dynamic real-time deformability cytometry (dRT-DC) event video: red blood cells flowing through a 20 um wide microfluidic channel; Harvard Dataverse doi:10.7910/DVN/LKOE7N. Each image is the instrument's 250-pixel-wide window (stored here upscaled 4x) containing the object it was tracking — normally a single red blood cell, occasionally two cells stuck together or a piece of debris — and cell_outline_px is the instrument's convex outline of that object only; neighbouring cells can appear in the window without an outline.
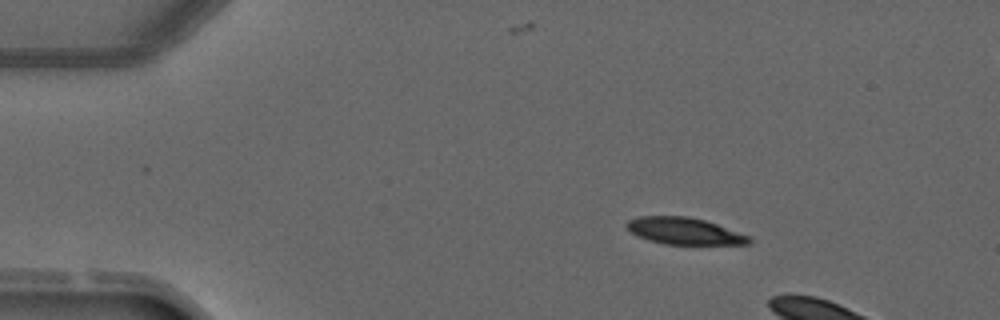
{"species": "common noctule bat (a hibernating species)", "species_latin": "Nyctalus noctula", "temperature_condition": "warm", "stored_images_in_passage": 4, "camera_frame_rate_fps": 3000, "um_per_image_px": 0.085, "animal": {"sex": "male", "forearm_length_mm": 52.5}, "frame": {"image": 1, "passage_image": 2, "time_ms": 1.333, "image_size_px": [1000, 320], "cell_outline_px": [[752, 244], [664, 244], [648, 240], [636, 236], [624, 224], [628, 220], [640, 216], [688, 216], [704, 220], [752, 236]], "centroid_in_image_um": [58.18, 19.64], "position_along_channel_um": 26.8, "area_um2": 19.19}}